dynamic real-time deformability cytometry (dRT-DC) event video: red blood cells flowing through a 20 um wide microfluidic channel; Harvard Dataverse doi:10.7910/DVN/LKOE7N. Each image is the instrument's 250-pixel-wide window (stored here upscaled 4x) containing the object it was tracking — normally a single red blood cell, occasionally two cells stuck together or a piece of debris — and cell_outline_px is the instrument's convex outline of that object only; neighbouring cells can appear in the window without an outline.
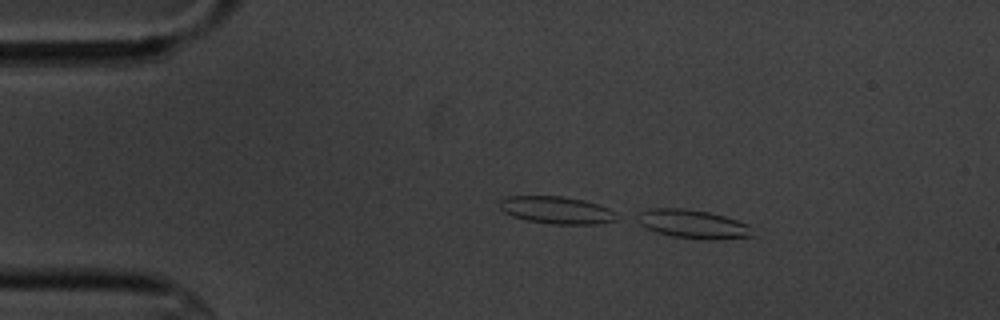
{"species": "common noctule bat (a hibernating species)", "species_latin": "Nyctalus noctula", "temperature_condition": "cold", "stored_images_in_passage": 4, "camera_frame_rate_fps": 3000, "um_per_image_px": 0.085, "animal": {"sex": "male", "body_mass_g": 20.1, "forearm_length_mm": 53.5}, "frame": {"image": 1, "passage_image": 2, "time_ms": 1.0, "image_size_px": [1000, 320], "cell_outline_px": [[756, 236], [716, 240], [712, 240], [672, 236], [656, 232], [632, 220], [632, 216], [648, 208], [684, 208], [708, 212], [724, 216], [748, 224]], "centroid_in_image_um": [58.85, 19.04], "position_along_channel_um": 26.2, "area_um2": 19.54}}